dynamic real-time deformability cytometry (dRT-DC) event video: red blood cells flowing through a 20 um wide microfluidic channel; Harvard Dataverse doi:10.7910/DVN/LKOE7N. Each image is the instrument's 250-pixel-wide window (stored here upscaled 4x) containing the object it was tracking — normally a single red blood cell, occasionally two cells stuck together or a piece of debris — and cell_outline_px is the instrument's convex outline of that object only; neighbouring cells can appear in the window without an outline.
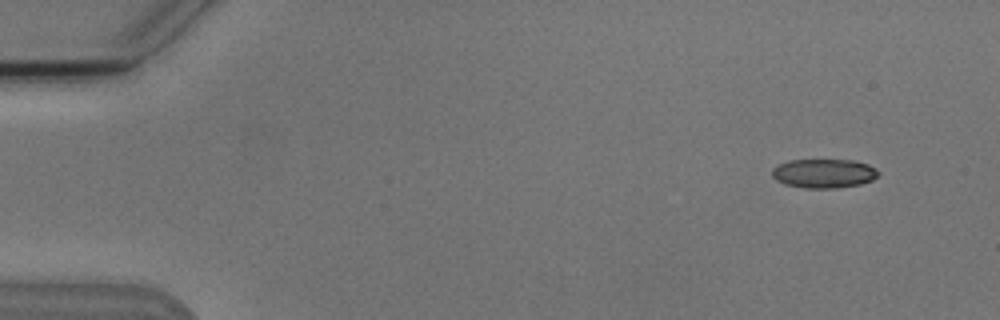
{"species": "Egyptian fruit bat (a non-hibernating species)", "species_latin": "Rousettus aegyptiacus", "temperature_condition": "cold", "stored_images_in_passage": 4, "camera_frame_rate_fps": 3000, "um_per_image_px": 0.085, "animal": {"sex": "male"}, "frame": {"image": 1, "passage_image": 1, "time_ms": 0.0, "image_size_px": [1000, 320], "cell_outline_px": [[880, 172], [872, 180], [860, 184], [836, 188], [804, 188], [784, 184], [776, 180], [772, 176], [772, 168], [788, 160], [852, 160], [868, 164], [876, 168]], "centroid_in_image_um": [70.02, 14.74], "position_along_channel_um": 15.0, "area_um2": 18.03}}
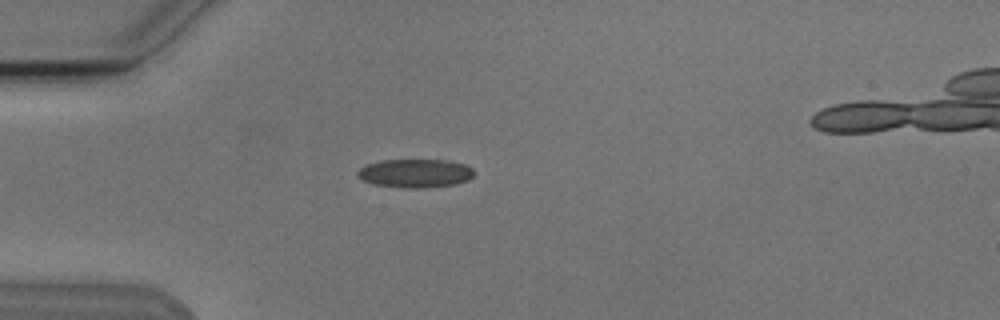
{"frame": {"image": 2, "passage_image": 4, "time_ms": 3.667, "image_size_px": [1000, 320], "cell_outline_px": [[472, 176], [468, 180], [456, 184], [424, 188], [404, 188], [376, 184], [364, 180], [356, 172], [360, 168], [368, 164], [380, 160], [448, 160], [464, 164], [472, 168]], "centroid_in_image_um": [35.32, 14.72], "position_along_channel_um": 49.7, "area_um2": 19.19}}